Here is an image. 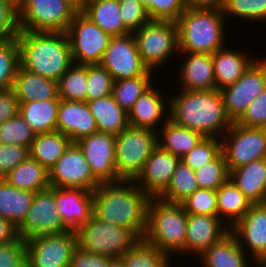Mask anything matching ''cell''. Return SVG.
I'll return each instance as SVG.
<instances>
[{
    "instance_id": "obj_29",
    "label": "cell",
    "mask_w": 266,
    "mask_h": 267,
    "mask_svg": "<svg viewBox=\"0 0 266 267\" xmlns=\"http://www.w3.org/2000/svg\"><path fill=\"white\" fill-rule=\"evenodd\" d=\"M80 11L112 37L131 33L120 17L119 0H88Z\"/></svg>"
},
{
    "instance_id": "obj_62",
    "label": "cell",
    "mask_w": 266,
    "mask_h": 267,
    "mask_svg": "<svg viewBox=\"0 0 266 267\" xmlns=\"http://www.w3.org/2000/svg\"><path fill=\"white\" fill-rule=\"evenodd\" d=\"M9 1L18 8L23 3L24 0H9Z\"/></svg>"
},
{
    "instance_id": "obj_14",
    "label": "cell",
    "mask_w": 266,
    "mask_h": 267,
    "mask_svg": "<svg viewBox=\"0 0 266 267\" xmlns=\"http://www.w3.org/2000/svg\"><path fill=\"white\" fill-rule=\"evenodd\" d=\"M257 60L233 84L222 88L227 116L236 122L266 87V58Z\"/></svg>"
},
{
    "instance_id": "obj_28",
    "label": "cell",
    "mask_w": 266,
    "mask_h": 267,
    "mask_svg": "<svg viewBox=\"0 0 266 267\" xmlns=\"http://www.w3.org/2000/svg\"><path fill=\"white\" fill-rule=\"evenodd\" d=\"M229 178L253 204L266 203V158L229 171Z\"/></svg>"
},
{
    "instance_id": "obj_58",
    "label": "cell",
    "mask_w": 266,
    "mask_h": 267,
    "mask_svg": "<svg viewBox=\"0 0 266 267\" xmlns=\"http://www.w3.org/2000/svg\"><path fill=\"white\" fill-rule=\"evenodd\" d=\"M108 267H124L122 260L120 258H113Z\"/></svg>"
},
{
    "instance_id": "obj_36",
    "label": "cell",
    "mask_w": 266,
    "mask_h": 267,
    "mask_svg": "<svg viewBox=\"0 0 266 267\" xmlns=\"http://www.w3.org/2000/svg\"><path fill=\"white\" fill-rule=\"evenodd\" d=\"M72 143L68 136L58 131L36 134L29 148L30 157L49 171Z\"/></svg>"
},
{
    "instance_id": "obj_17",
    "label": "cell",
    "mask_w": 266,
    "mask_h": 267,
    "mask_svg": "<svg viewBox=\"0 0 266 267\" xmlns=\"http://www.w3.org/2000/svg\"><path fill=\"white\" fill-rule=\"evenodd\" d=\"M115 142L116 136L104 132L92 133L76 142L100 183L122 180L116 170Z\"/></svg>"
},
{
    "instance_id": "obj_19",
    "label": "cell",
    "mask_w": 266,
    "mask_h": 267,
    "mask_svg": "<svg viewBox=\"0 0 266 267\" xmlns=\"http://www.w3.org/2000/svg\"><path fill=\"white\" fill-rule=\"evenodd\" d=\"M181 158L163 150L159 145L144 164L134 182L150 197L159 198L170 185Z\"/></svg>"
},
{
    "instance_id": "obj_21",
    "label": "cell",
    "mask_w": 266,
    "mask_h": 267,
    "mask_svg": "<svg viewBox=\"0 0 266 267\" xmlns=\"http://www.w3.org/2000/svg\"><path fill=\"white\" fill-rule=\"evenodd\" d=\"M55 202L64 225L76 231L93 214V192L82 188H56Z\"/></svg>"
},
{
    "instance_id": "obj_52",
    "label": "cell",
    "mask_w": 266,
    "mask_h": 267,
    "mask_svg": "<svg viewBox=\"0 0 266 267\" xmlns=\"http://www.w3.org/2000/svg\"><path fill=\"white\" fill-rule=\"evenodd\" d=\"M30 156L29 147L0 143V178Z\"/></svg>"
},
{
    "instance_id": "obj_35",
    "label": "cell",
    "mask_w": 266,
    "mask_h": 267,
    "mask_svg": "<svg viewBox=\"0 0 266 267\" xmlns=\"http://www.w3.org/2000/svg\"><path fill=\"white\" fill-rule=\"evenodd\" d=\"M203 138L200 132L178 126L170 119L158 130V145L180 158L190 152Z\"/></svg>"
},
{
    "instance_id": "obj_47",
    "label": "cell",
    "mask_w": 266,
    "mask_h": 267,
    "mask_svg": "<svg viewBox=\"0 0 266 267\" xmlns=\"http://www.w3.org/2000/svg\"><path fill=\"white\" fill-rule=\"evenodd\" d=\"M187 214L218 216L216 191L199 188L181 202Z\"/></svg>"
},
{
    "instance_id": "obj_37",
    "label": "cell",
    "mask_w": 266,
    "mask_h": 267,
    "mask_svg": "<svg viewBox=\"0 0 266 267\" xmlns=\"http://www.w3.org/2000/svg\"><path fill=\"white\" fill-rule=\"evenodd\" d=\"M154 76V71L149 69L136 78L115 80L112 90L114 100L128 113L137 99L153 85Z\"/></svg>"
},
{
    "instance_id": "obj_22",
    "label": "cell",
    "mask_w": 266,
    "mask_h": 267,
    "mask_svg": "<svg viewBox=\"0 0 266 267\" xmlns=\"http://www.w3.org/2000/svg\"><path fill=\"white\" fill-rule=\"evenodd\" d=\"M57 131L68 136L73 143L98 132L95 118L87 102L60 99Z\"/></svg>"
},
{
    "instance_id": "obj_24",
    "label": "cell",
    "mask_w": 266,
    "mask_h": 267,
    "mask_svg": "<svg viewBox=\"0 0 266 267\" xmlns=\"http://www.w3.org/2000/svg\"><path fill=\"white\" fill-rule=\"evenodd\" d=\"M183 58L179 79L181 89L187 91H211L216 89L212 54L179 52ZM184 54V55H183Z\"/></svg>"
},
{
    "instance_id": "obj_50",
    "label": "cell",
    "mask_w": 266,
    "mask_h": 267,
    "mask_svg": "<svg viewBox=\"0 0 266 267\" xmlns=\"http://www.w3.org/2000/svg\"><path fill=\"white\" fill-rule=\"evenodd\" d=\"M239 125L266 129V87L236 121Z\"/></svg>"
},
{
    "instance_id": "obj_25",
    "label": "cell",
    "mask_w": 266,
    "mask_h": 267,
    "mask_svg": "<svg viewBox=\"0 0 266 267\" xmlns=\"http://www.w3.org/2000/svg\"><path fill=\"white\" fill-rule=\"evenodd\" d=\"M12 90L19 103L60 100L58 82L31 73L19 66Z\"/></svg>"
},
{
    "instance_id": "obj_56",
    "label": "cell",
    "mask_w": 266,
    "mask_h": 267,
    "mask_svg": "<svg viewBox=\"0 0 266 267\" xmlns=\"http://www.w3.org/2000/svg\"><path fill=\"white\" fill-rule=\"evenodd\" d=\"M17 238V227L10 220L0 217V245L15 241Z\"/></svg>"
},
{
    "instance_id": "obj_53",
    "label": "cell",
    "mask_w": 266,
    "mask_h": 267,
    "mask_svg": "<svg viewBox=\"0 0 266 267\" xmlns=\"http://www.w3.org/2000/svg\"><path fill=\"white\" fill-rule=\"evenodd\" d=\"M26 257V243L17 238L7 244L0 245V267H15Z\"/></svg>"
},
{
    "instance_id": "obj_2",
    "label": "cell",
    "mask_w": 266,
    "mask_h": 267,
    "mask_svg": "<svg viewBox=\"0 0 266 267\" xmlns=\"http://www.w3.org/2000/svg\"><path fill=\"white\" fill-rule=\"evenodd\" d=\"M168 102L169 119L174 124L200 132L204 137L221 138L233 123L226 114L222 93L217 89L181 90Z\"/></svg>"
},
{
    "instance_id": "obj_46",
    "label": "cell",
    "mask_w": 266,
    "mask_h": 267,
    "mask_svg": "<svg viewBox=\"0 0 266 267\" xmlns=\"http://www.w3.org/2000/svg\"><path fill=\"white\" fill-rule=\"evenodd\" d=\"M114 78L100 64L87 65L86 102L112 95Z\"/></svg>"
},
{
    "instance_id": "obj_16",
    "label": "cell",
    "mask_w": 266,
    "mask_h": 267,
    "mask_svg": "<svg viewBox=\"0 0 266 267\" xmlns=\"http://www.w3.org/2000/svg\"><path fill=\"white\" fill-rule=\"evenodd\" d=\"M100 65L114 80L136 78L149 70L140 57L133 33L112 37Z\"/></svg>"
},
{
    "instance_id": "obj_40",
    "label": "cell",
    "mask_w": 266,
    "mask_h": 267,
    "mask_svg": "<svg viewBox=\"0 0 266 267\" xmlns=\"http://www.w3.org/2000/svg\"><path fill=\"white\" fill-rule=\"evenodd\" d=\"M87 65L73 63L58 81V95L67 101L86 102Z\"/></svg>"
},
{
    "instance_id": "obj_63",
    "label": "cell",
    "mask_w": 266,
    "mask_h": 267,
    "mask_svg": "<svg viewBox=\"0 0 266 267\" xmlns=\"http://www.w3.org/2000/svg\"><path fill=\"white\" fill-rule=\"evenodd\" d=\"M259 267H266V260H264L262 263L258 265Z\"/></svg>"
},
{
    "instance_id": "obj_32",
    "label": "cell",
    "mask_w": 266,
    "mask_h": 267,
    "mask_svg": "<svg viewBox=\"0 0 266 267\" xmlns=\"http://www.w3.org/2000/svg\"><path fill=\"white\" fill-rule=\"evenodd\" d=\"M3 179L11 186L33 193L50 187L49 171L30 156L5 175Z\"/></svg>"
},
{
    "instance_id": "obj_31",
    "label": "cell",
    "mask_w": 266,
    "mask_h": 267,
    "mask_svg": "<svg viewBox=\"0 0 266 267\" xmlns=\"http://www.w3.org/2000/svg\"><path fill=\"white\" fill-rule=\"evenodd\" d=\"M87 104L95 118L98 132L117 136L129 126L127 112L120 107L112 95L87 101Z\"/></svg>"
},
{
    "instance_id": "obj_6",
    "label": "cell",
    "mask_w": 266,
    "mask_h": 267,
    "mask_svg": "<svg viewBox=\"0 0 266 267\" xmlns=\"http://www.w3.org/2000/svg\"><path fill=\"white\" fill-rule=\"evenodd\" d=\"M76 233L82 250L110 258H120L141 239L133 230L102 221L94 214Z\"/></svg>"
},
{
    "instance_id": "obj_4",
    "label": "cell",
    "mask_w": 266,
    "mask_h": 267,
    "mask_svg": "<svg viewBox=\"0 0 266 267\" xmlns=\"http://www.w3.org/2000/svg\"><path fill=\"white\" fill-rule=\"evenodd\" d=\"M222 9L186 8L177 22L179 52L210 53L225 47Z\"/></svg>"
},
{
    "instance_id": "obj_41",
    "label": "cell",
    "mask_w": 266,
    "mask_h": 267,
    "mask_svg": "<svg viewBox=\"0 0 266 267\" xmlns=\"http://www.w3.org/2000/svg\"><path fill=\"white\" fill-rule=\"evenodd\" d=\"M20 66V49L17 37L0 40V91L12 89Z\"/></svg>"
},
{
    "instance_id": "obj_33",
    "label": "cell",
    "mask_w": 266,
    "mask_h": 267,
    "mask_svg": "<svg viewBox=\"0 0 266 267\" xmlns=\"http://www.w3.org/2000/svg\"><path fill=\"white\" fill-rule=\"evenodd\" d=\"M34 194L11 186L0 178V217L10 220L18 228L27 216Z\"/></svg>"
},
{
    "instance_id": "obj_54",
    "label": "cell",
    "mask_w": 266,
    "mask_h": 267,
    "mask_svg": "<svg viewBox=\"0 0 266 267\" xmlns=\"http://www.w3.org/2000/svg\"><path fill=\"white\" fill-rule=\"evenodd\" d=\"M113 258L93 254L77 247L72 255L69 267H108Z\"/></svg>"
},
{
    "instance_id": "obj_12",
    "label": "cell",
    "mask_w": 266,
    "mask_h": 267,
    "mask_svg": "<svg viewBox=\"0 0 266 267\" xmlns=\"http://www.w3.org/2000/svg\"><path fill=\"white\" fill-rule=\"evenodd\" d=\"M69 231L64 225L55 202V187L34 194L23 223L17 228L18 237L27 241L33 236L61 234Z\"/></svg>"
},
{
    "instance_id": "obj_27",
    "label": "cell",
    "mask_w": 266,
    "mask_h": 267,
    "mask_svg": "<svg viewBox=\"0 0 266 267\" xmlns=\"http://www.w3.org/2000/svg\"><path fill=\"white\" fill-rule=\"evenodd\" d=\"M198 258L202 267H249V265L253 267V264L257 265L249 259L251 257L245 253L237 237L231 231ZM249 261L253 264L252 262L249 264Z\"/></svg>"
},
{
    "instance_id": "obj_45",
    "label": "cell",
    "mask_w": 266,
    "mask_h": 267,
    "mask_svg": "<svg viewBox=\"0 0 266 267\" xmlns=\"http://www.w3.org/2000/svg\"><path fill=\"white\" fill-rule=\"evenodd\" d=\"M221 152V138L204 137L190 152L181 157V161L195 171L213 161Z\"/></svg>"
},
{
    "instance_id": "obj_61",
    "label": "cell",
    "mask_w": 266,
    "mask_h": 267,
    "mask_svg": "<svg viewBox=\"0 0 266 267\" xmlns=\"http://www.w3.org/2000/svg\"><path fill=\"white\" fill-rule=\"evenodd\" d=\"M142 5L147 8L152 2H155V0H139Z\"/></svg>"
},
{
    "instance_id": "obj_59",
    "label": "cell",
    "mask_w": 266,
    "mask_h": 267,
    "mask_svg": "<svg viewBox=\"0 0 266 267\" xmlns=\"http://www.w3.org/2000/svg\"><path fill=\"white\" fill-rule=\"evenodd\" d=\"M68 1L72 3L78 10H81L86 2V0H68Z\"/></svg>"
},
{
    "instance_id": "obj_8",
    "label": "cell",
    "mask_w": 266,
    "mask_h": 267,
    "mask_svg": "<svg viewBox=\"0 0 266 267\" xmlns=\"http://www.w3.org/2000/svg\"><path fill=\"white\" fill-rule=\"evenodd\" d=\"M143 63L156 72L179 53L178 27L175 21L149 20L133 32ZM169 60V61H168Z\"/></svg>"
},
{
    "instance_id": "obj_3",
    "label": "cell",
    "mask_w": 266,
    "mask_h": 267,
    "mask_svg": "<svg viewBox=\"0 0 266 267\" xmlns=\"http://www.w3.org/2000/svg\"><path fill=\"white\" fill-rule=\"evenodd\" d=\"M17 40L20 66L31 73L58 82L73 64L64 32L19 31Z\"/></svg>"
},
{
    "instance_id": "obj_15",
    "label": "cell",
    "mask_w": 266,
    "mask_h": 267,
    "mask_svg": "<svg viewBox=\"0 0 266 267\" xmlns=\"http://www.w3.org/2000/svg\"><path fill=\"white\" fill-rule=\"evenodd\" d=\"M49 184L56 188H82L93 192L101 183L94 177L82 149L72 143L49 170Z\"/></svg>"
},
{
    "instance_id": "obj_5",
    "label": "cell",
    "mask_w": 266,
    "mask_h": 267,
    "mask_svg": "<svg viewBox=\"0 0 266 267\" xmlns=\"http://www.w3.org/2000/svg\"><path fill=\"white\" fill-rule=\"evenodd\" d=\"M187 213L181 203H168L150 198L147 207V228L143 239L170 257L184 253Z\"/></svg>"
},
{
    "instance_id": "obj_20",
    "label": "cell",
    "mask_w": 266,
    "mask_h": 267,
    "mask_svg": "<svg viewBox=\"0 0 266 267\" xmlns=\"http://www.w3.org/2000/svg\"><path fill=\"white\" fill-rule=\"evenodd\" d=\"M218 216L187 214L186 242L183 255L201 256L230 232ZM193 252V253H192Z\"/></svg>"
},
{
    "instance_id": "obj_39",
    "label": "cell",
    "mask_w": 266,
    "mask_h": 267,
    "mask_svg": "<svg viewBox=\"0 0 266 267\" xmlns=\"http://www.w3.org/2000/svg\"><path fill=\"white\" fill-rule=\"evenodd\" d=\"M197 189L194 170L180 160L170 185L159 198L168 203H181Z\"/></svg>"
},
{
    "instance_id": "obj_42",
    "label": "cell",
    "mask_w": 266,
    "mask_h": 267,
    "mask_svg": "<svg viewBox=\"0 0 266 267\" xmlns=\"http://www.w3.org/2000/svg\"><path fill=\"white\" fill-rule=\"evenodd\" d=\"M36 137L29 124L17 114L0 124V143L29 147Z\"/></svg>"
},
{
    "instance_id": "obj_10",
    "label": "cell",
    "mask_w": 266,
    "mask_h": 267,
    "mask_svg": "<svg viewBox=\"0 0 266 267\" xmlns=\"http://www.w3.org/2000/svg\"><path fill=\"white\" fill-rule=\"evenodd\" d=\"M73 63L79 65L100 64L112 36L80 10L74 15L66 32Z\"/></svg>"
},
{
    "instance_id": "obj_23",
    "label": "cell",
    "mask_w": 266,
    "mask_h": 267,
    "mask_svg": "<svg viewBox=\"0 0 266 267\" xmlns=\"http://www.w3.org/2000/svg\"><path fill=\"white\" fill-rule=\"evenodd\" d=\"M155 86L153 84L146 90L128 111L129 126L158 131L159 125L161 127L169 119V102L167 103L169 99L164 100V94L154 88Z\"/></svg>"
},
{
    "instance_id": "obj_38",
    "label": "cell",
    "mask_w": 266,
    "mask_h": 267,
    "mask_svg": "<svg viewBox=\"0 0 266 267\" xmlns=\"http://www.w3.org/2000/svg\"><path fill=\"white\" fill-rule=\"evenodd\" d=\"M120 259L124 267H171L172 264L169 255L144 239H140Z\"/></svg>"
},
{
    "instance_id": "obj_48",
    "label": "cell",
    "mask_w": 266,
    "mask_h": 267,
    "mask_svg": "<svg viewBox=\"0 0 266 267\" xmlns=\"http://www.w3.org/2000/svg\"><path fill=\"white\" fill-rule=\"evenodd\" d=\"M119 6L120 17L131 33L150 20L146 8L139 0H119Z\"/></svg>"
},
{
    "instance_id": "obj_60",
    "label": "cell",
    "mask_w": 266,
    "mask_h": 267,
    "mask_svg": "<svg viewBox=\"0 0 266 267\" xmlns=\"http://www.w3.org/2000/svg\"><path fill=\"white\" fill-rule=\"evenodd\" d=\"M15 267H32L30 260L26 256L19 264H17Z\"/></svg>"
},
{
    "instance_id": "obj_44",
    "label": "cell",
    "mask_w": 266,
    "mask_h": 267,
    "mask_svg": "<svg viewBox=\"0 0 266 267\" xmlns=\"http://www.w3.org/2000/svg\"><path fill=\"white\" fill-rule=\"evenodd\" d=\"M199 188L216 191L229 179V171L223 152L213 161L194 171Z\"/></svg>"
},
{
    "instance_id": "obj_49",
    "label": "cell",
    "mask_w": 266,
    "mask_h": 267,
    "mask_svg": "<svg viewBox=\"0 0 266 267\" xmlns=\"http://www.w3.org/2000/svg\"><path fill=\"white\" fill-rule=\"evenodd\" d=\"M185 10L184 0H155L146 8L150 20L175 22Z\"/></svg>"
},
{
    "instance_id": "obj_18",
    "label": "cell",
    "mask_w": 266,
    "mask_h": 267,
    "mask_svg": "<svg viewBox=\"0 0 266 267\" xmlns=\"http://www.w3.org/2000/svg\"><path fill=\"white\" fill-rule=\"evenodd\" d=\"M230 231L257 266L266 260V203L253 204Z\"/></svg>"
},
{
    "instance_id": "obj_30",
    "label": "cell",
    "mask_w": 266,
    "mask_h": 267,
    "mask_svg": "<svg viewBox=\"0 0 266 267\" xmlns=\"http://www.w3.org/2000/svg\"><path fill=\"white\" fill-rule=\"evenodd\" d=\"M216 196L218 217L230 228L242 219L253 205L230 178L216 190Z\"/></svg>"
},
{
    "instance_id": "obj_13",
    "label": "cell",
    "mask_w": 266,
    "mask_h": 267,
    "mask_svg": "<svg viewBox=\"0 0 266 267\" xmlns=\"http://www.w3.org/2000/svg\"><path fill=\"white\" fill-rule=\"evenodd\" d=\"M26 243V256L32 267H69L78 247L77 233L69 230L61 234L33 236Z\"/></svg>"
},
{
    "instance_id": "obj_55",
    "label": "cell",
    "mask_w": 266,
    "mask_h": 267,
    "mask_svg": "<svg viewBox=\"0 0 266 267\" xmlns=\"http://www.w3.org/2000/svg\"><path fill=\"white\" fill-rule=\"evenodd\" d=\"M19 105L12 89L0 91V124L19 114Z\"/></svg>"
},
{
    "instance_id": "obj_7",
    "label": "cell",
    "mask_w": 266,
    "mask_h": 267,
    "mask_svg": "<svg viewBox=\"0 0 266 267\" xmlns=\"http://www.w3.org/2000/svg\"><path fill=\"white\" fill-rule=\"evenodd\" d=\"M158 146V131L127 126L116 136L115 163L121 179L134 180Z\"/></svg>"
},
{
    "instance_id": "obj_26",
    "label": "cell",
    "mask_w": 266,
    "mask_h": 267,
    "mask_svg": "<svg viewBox=\"0 0 266 267\" xmlns=\"http://www.w3.org/2000/svg\"><path fill=\"white\" fill-rule=\"evenodd\" d=\"M227 46L218 49L212 54L214 66V78L216 89L222 88L235 83L257 60L247 53L227 49Z\"/></svg>"
},
{
    "instance_id": "obj_11",
    "label": "cell",
    "mask_w": 266,
    "mask_h": 267,
    "mask_svg": "<svg viewBox=\"0 0 266 267\" xmlns=\"http://www.w3.org/2000/svg\"><path fill=\"white\" fill-rule=\"evenodd\" d=\"M222 152L228 171L266 158V129L239 125L236 122L221 137Z\"/></svg>"
},
{
    "instance_id": "obj_43",
    "label": "cell",
    "mask_w": 266,
    "mask_h": 267,
    "mask_svg": "<svg viewBox=\"0 0 266 267\" xmlns=\"http://www.w3.org/2000/svg\"><path fill=\"white\" fill-rule=\"evenodd\" d=\"M222 11L226 19L233 16L262 23L266 21V0H225Z\"/></svg>"
},
{
    "instance_id": "obj_1",
    "label": "cell",
    "mask_w": 266,
    "mask_h": 267,
    "mask_svg": "<svg viewBox=\"0 0 266 267\" xmlns=\"http://www.w3.org/2000/svg\"><path fill=\"white\" fill-rule=\"evenodd\" d=\"M149 200L134 180L101 183L93 191V214L107 223L131 229L143 239Z\"/></svg>"
},
{
    "instance_id": "obj_34",
    "label": "cell",
    "mask_w": 266,
    "mask_h": 267,
    "mask_svg": "<svg viewBox=\"0 0 266 267\" xmlns=\"http://www.w3.org/2000/svg\"><path fill=\"white\" fill-rule=\"evenodd\" d=\"M60 100L31 101L19 103V114L35 134L57 131Z\"/></svg>"
},
{
    "instance_id": "obj_57",
    "label": "cell",
    "mask_w": 266,
    "mask_h": 267,
    "mask_svg": "<svg viewBox=\"0 0 266 267\" xmlns=\"http://www.w3.org/2000/svg\"><path fill=\"white\" fill-rule=\"evenodd\" d=\"M186 8L222 9L225 0H184Z\"/></svg>"
},
{
    "instance_id": "obj_51",
    "label": "cell",
    "mask_w": 266,
    "mask_h": 267,
    "mask_svg": "<svg viewBox=\"0 0 266 267\" xmlns=\"http://www.w3.org/2000/svg\"><path fill=\"white\" fill-rule=\"evenodd\" d=\"M18 34V8L9 0H0V40L13 39Z\"/></svg>"
},
{
    "instance_id": "obj_9",
    "label": "cell",
    "mask_w": 266,
    "mask_h": 267,
    "mask_svg": "<svg viewBox=\"0 0 266 267\" xmlns=\"http://www.w3.org/2000/svg\"><path fill=\"white\" fill-rule=\"evenodd\" d=\"M78 11L68 0H24L18 7L19 31L66 33Z\"/></svg>"
}]
</instances>
